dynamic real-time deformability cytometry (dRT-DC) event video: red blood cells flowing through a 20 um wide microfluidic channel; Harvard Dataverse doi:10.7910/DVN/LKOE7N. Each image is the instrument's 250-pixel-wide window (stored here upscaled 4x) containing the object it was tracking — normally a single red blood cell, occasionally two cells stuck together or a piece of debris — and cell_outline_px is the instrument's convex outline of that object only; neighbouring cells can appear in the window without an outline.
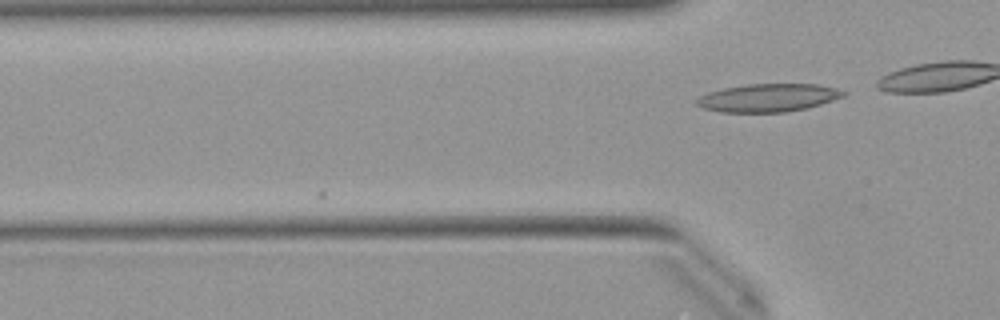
{"species": "Egyptian fruit bat (a non-hibernating species)", "species_latin": "Rousettus aegyptiacus", "temperature_condition": "warm", "stored_images_in_passage": 3, "camera_frame_rate_fps": 3000, "um_per_image_px": 0.085, "animal": {"sex": "female"}, "frame": {"image": 1, "passage_image": 3, "time_ms": 0.667, "image_size_px": [1000, 320], "cell_outline_px": [[848, 92], [844, 96], [808, 108], [784, 112], [720, 112], [704, 108], [696, 104], [696, 100], [700, 96], [708, 92], [724, 88], [748, 84], [816, 84], [836, 88]], "centroid_in_image_um": [65.3, 8.31], "position_along_channel_um": 60.5, "area_um2": 23.87}}